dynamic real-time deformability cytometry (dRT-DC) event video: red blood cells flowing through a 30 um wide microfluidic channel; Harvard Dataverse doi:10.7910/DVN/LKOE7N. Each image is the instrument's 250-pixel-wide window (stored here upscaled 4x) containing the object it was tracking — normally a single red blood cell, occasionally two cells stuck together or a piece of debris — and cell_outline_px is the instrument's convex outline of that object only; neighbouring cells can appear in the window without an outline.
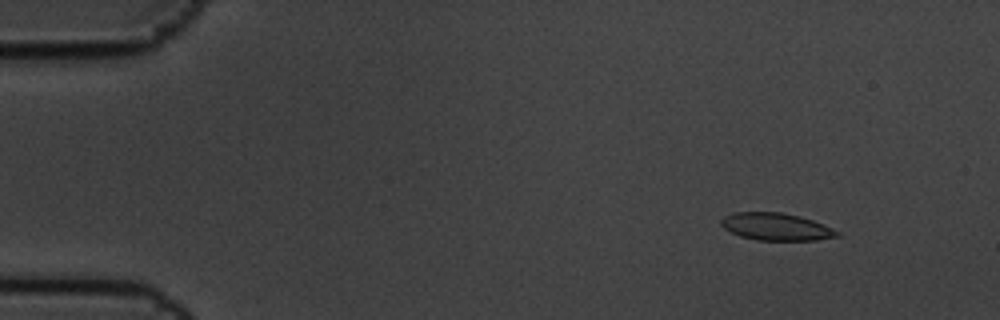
{"species": "common noctule bat (a hibernating species)", "species_latin": "Nyctalus noctula", "temperature_condition": "cold", "stored_images_in_passage": 10, "camera_frame_rate_fps": 3000, "um_per_image_px": 0.085, "animal": {"sex": "male", "body_mass_g": 19.5, "forearm_length_mm": 54.6}, "frame": {"image": 1, "passage_image": 2, "time_ms": 0.333, "image_size_px": [1000, 320], "cell_outline_px": [[840, 236], [816, 240], [756, 240], [740, 236], [724, 228], [720, 224], [720, 220], [724, 216], [732, 212], [780, 212], [800, 216], [812, 220], [832, 228], [840, 232]], "centroid_in_image_um": [65.95, 19.27], "position_along_channel_um": 19.0, "area_um2": 18.5}}
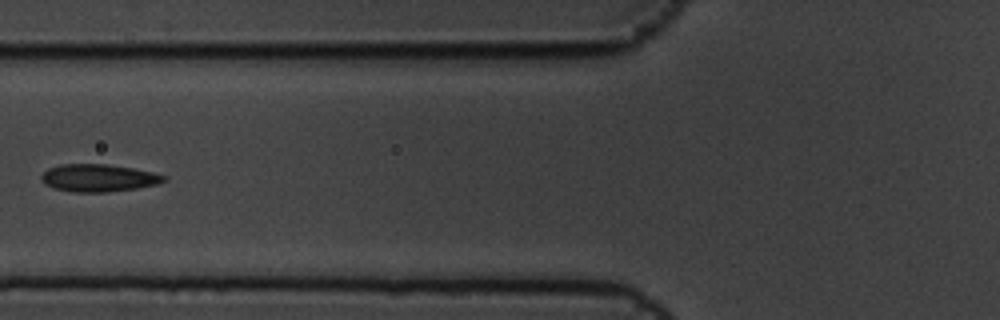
{"frame": {"image": 2, "passage_image": 7, "time_ms": 2.0, "image_size_px": [1000, 320], "cell_outline_px": [[168, 180], [156, 184], [136, 188], [108, 192], [72, 192], [52, 188], [44, 184], [40, 180], [40, 176], [48, 168], [60, 164], [108, 164], [132, 168], [152, 172], [164, 176]], "centroid_in_image_um": [8.31, 15.12], "position_along_channel_um": 117.5, "area_um2": 19.71}}
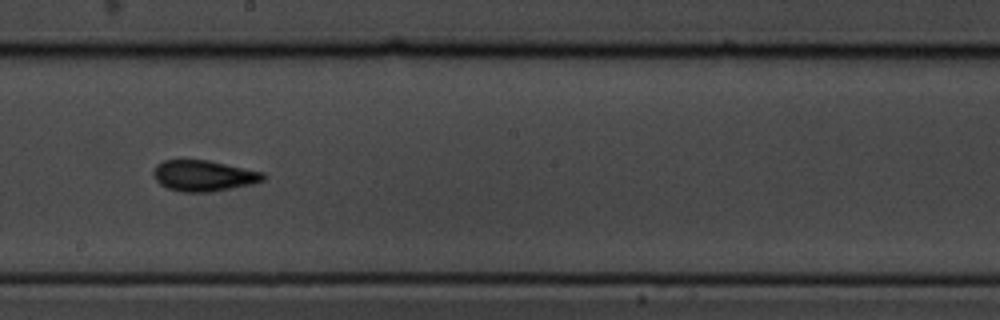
{"frame": {"image": 3, "passage_image": 10, "time_ms": 3.0, "image_size_px": [1000, 320], "cell_outline_px": [[264, 180], [252, 184], [212, 192], [184, 192], [168, 188], [160, 184], [152, 176], [152, 172], [156, 164], [164, 160], [208, 160], [264, 172]], "centroid_in_image_um": [17.29, 14.93], "position_along_channel_um": 230.9, "area_um2": 19.83}}